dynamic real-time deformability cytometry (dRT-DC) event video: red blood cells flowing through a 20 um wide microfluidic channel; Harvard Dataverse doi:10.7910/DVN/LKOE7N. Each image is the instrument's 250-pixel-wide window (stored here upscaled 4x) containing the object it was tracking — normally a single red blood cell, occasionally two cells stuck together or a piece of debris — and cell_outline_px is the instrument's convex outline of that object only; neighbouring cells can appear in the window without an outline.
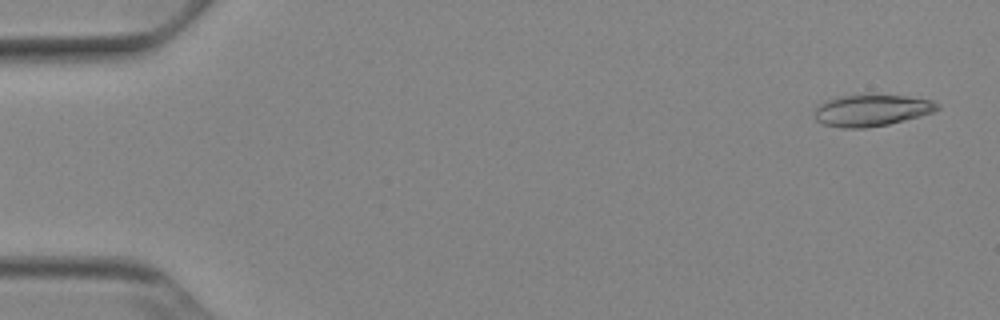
{"species": "Egyptian fruit bat (a non-hibernating species)", "species_latin": "Rousettus aegyptiacus", "temperature_condition": "cold", "stored_images_in_passage": 52, "camera_frame_rate_fps": 3000, "um_per_image_px": 0.085, "animal": {"sex": "female"}, "frame": {"image": 1, "passage_image": 2, "time_ms": 0.333, "image_size_px": [1000, 320], "cell_outline_px": [[940, 108], [932, 112], [904, 120], [888, 124], [868, 128], [844, 128], [824, 124], [816, 120], [816, 104], [824, 100], [836, 96], [908, 96], [932, 100], [940, 104]], "centroid_in_image_um": [74.06, 9.38], "position_along_channel_um": 10.9, "area_um2": 22.37}}
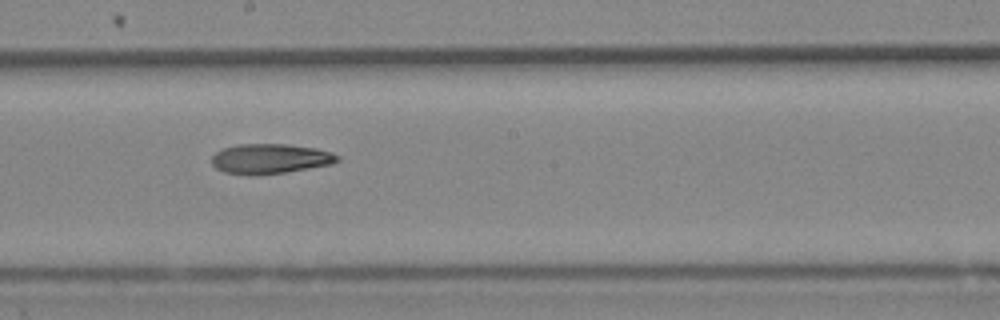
{"frame": {"image": 2, "passage_image": 29, "time_ms": 9.333, "image_size_px": [1000, 320], "cell_outline_px": [[340, 160], [332, 164], [284, 172], [256, 176], [248, 176], [224, 172], [216, 168], [212, 164], [212, 156], [216, 152], [224, 148], [236, 144], [288, 144], [316, 148], [332, 152], [340, 156]], "centroid_in_image_um": [22.96, 13.5], "position_along_channel_um": 225.2, "area_um2": 22.14}}
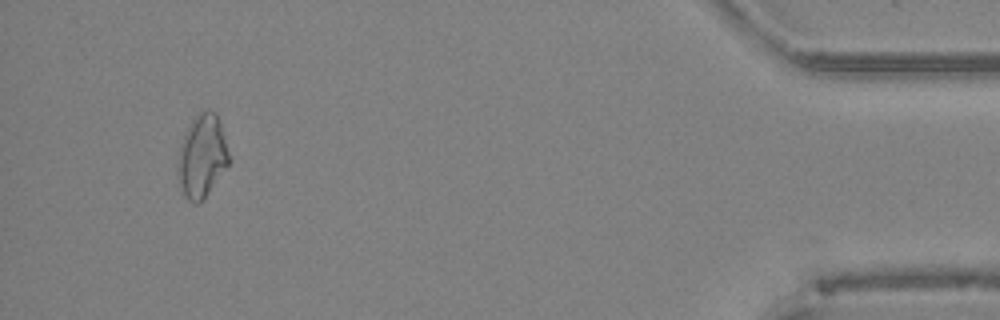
{"frame": {"image": 3, "passage_image": 49, "time_ms": 16.0, "image_size_px": [1000, 320], "cell_outline_px": [[232, 160], [204, 196], [196, 204], [192, 204], [184, 196], [180, 184], [176, 168], [180, 148], [184, 132], [192, 120], [200, 112], [208, 108], [216, 112], [220, 120]], "centroid_in_image_um": [17.19, 13.22], "position_along_channel_um": 418.0, "area_um2": 24.8}, "authors_computed_cell_mechanics": {"area_um2": 22.4553, "velocity_mm_per_s": 3.8995, "shape_relaxation_time_tau1_ms": 8.5092, "shape_relaxation_time_tau2_ms": null, "deformation_change_tau1": 0.2138, "deformation_change_tau2": null}}